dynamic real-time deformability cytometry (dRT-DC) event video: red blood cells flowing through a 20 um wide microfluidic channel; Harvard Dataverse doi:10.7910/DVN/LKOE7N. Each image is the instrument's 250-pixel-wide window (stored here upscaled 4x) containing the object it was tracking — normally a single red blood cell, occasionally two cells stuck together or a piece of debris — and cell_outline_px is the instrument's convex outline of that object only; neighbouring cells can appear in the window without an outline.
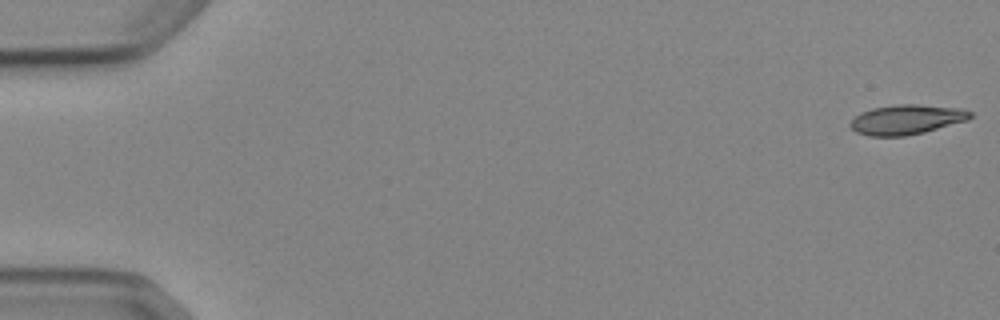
{"species": "Egyptian fruit bat (a non-hibernating species)", "species_latin": "Rousettus aegyptiacus", "temperature_condition": "cold", "stored_images_in_passage": 5, "camera_frame_rate_fps": 3000, "um_per_image_px": 0.085, "animal": {"sex": "female"}, "frame": {"image": 1, "passage_image": 1, "time_ms": 0.0, "image_size_px": [1000, 320], "cell_outline_px": [[972, 116], [968, 120], [924, 132], [904, 136], [868, 136], [856, 132], [848, 124], [860, 112], [872, 108], [900, 104], [916, 104], [964, 108], [972, 112]], "centroid_in_image_um": [77.07, 10.15], "position_along_channel_um": 7.9, "area_um2": 20.87}}
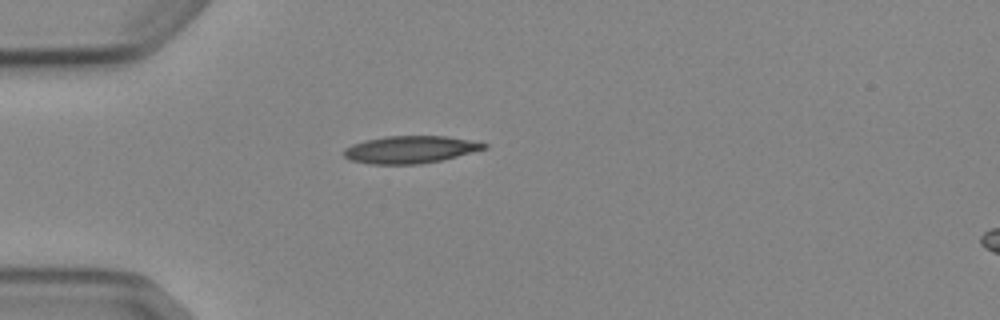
{"frame": {"image": 2, "passage_image": 4, "time_ms": 4.667, "image_size_px": [1000, 320], "cell_outline_px": [[488, 148], [440, 160], [420, 164], [368, 164], [348, 160], [344, 156], [344, 148], [352, 144], [364, 140], [388, 136], [444, 136], [468, 140], [488, 144]], "centroid_in_image_um": [34.81, 12.71], "position_along_channel_um": 50.2, "area_um2": 22.25}}